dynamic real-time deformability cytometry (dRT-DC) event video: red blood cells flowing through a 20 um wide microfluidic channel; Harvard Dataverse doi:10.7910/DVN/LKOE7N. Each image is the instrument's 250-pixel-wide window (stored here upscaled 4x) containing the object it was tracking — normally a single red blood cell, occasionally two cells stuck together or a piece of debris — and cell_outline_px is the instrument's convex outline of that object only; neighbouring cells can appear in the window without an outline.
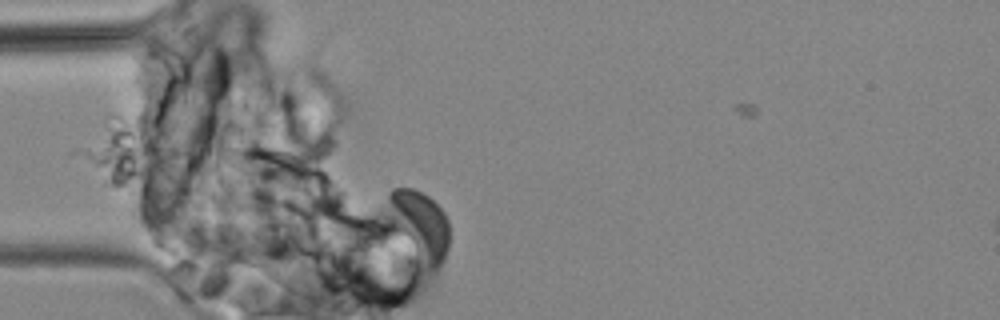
{"species": "common noctule bat (a hibernating species)", "species_latin": "Nyctalus noctula", "temperature_condition": "cold", "stored_images_in_passage": 14, "camera_frame_rate_fps": 3000, "um_per_image_px": 0.085, "animal": {"sex": "male", "body_mass_g": 19.2, "forearm_length_mm": 51.8}, "frame": {"image": 1, "passage_image": 3, "time_ms": 3.333, "image_size_px": [1000, 320], "cell_outline_px": [[448, 248], [440, 264], [436, 268], [432, 268], [416, 248], [408, 236], [388, 200], [388, 192], [392, 188], [412, 188], [428, 196], [444, 212], [448, 220]], "centroid_in_image_um": [35.86, 18.95], "position_along_channel_um": 49.1, "area_um2": 20.87}}
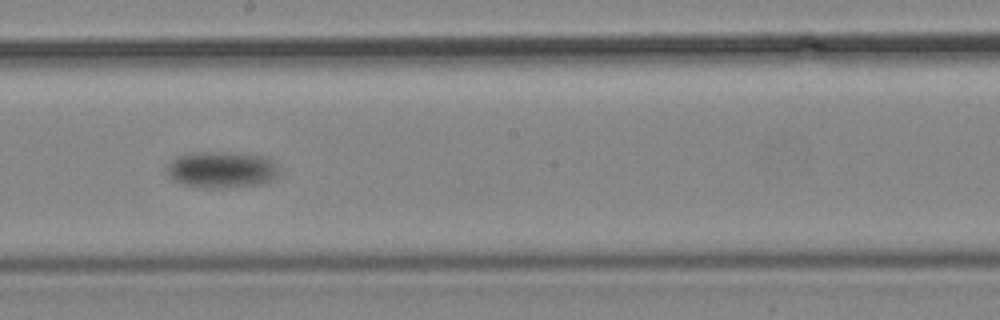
{"frame": {"image": 2, "passage_image": 11, "time_ms": 13.333, "image_size_px": [1000, 320], "cell_outline_px": [[276, 176], [272, 180], [264, 184], [224, 188], [200, 188], [180, 184], [172, 180], [168, 176], [168, 164], [176, 156], [200, 152], [228, 152], [268, 156], [272, 160], [276, 168]], "centroid_in_image_um": [18.82, 14.44], "position_along_channel_um": 229.4, "area_um2": 24.04}}
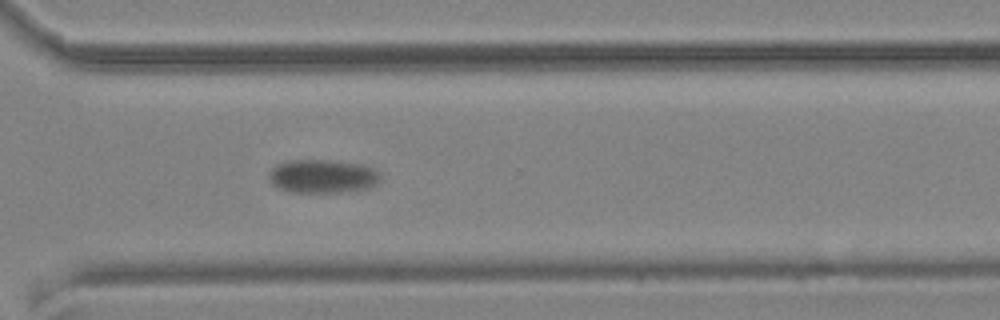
{"frame": {"image": 3, "passage_image": 14, "time_ms": 17.667, "image_size_px": [1000, 320], "cell_outline_px": [[380, 180], [376, 184], [368, 188], [340, 192], [292, 192], [280, 188], [272, 184], [268, 180], [268, 172], [276, 164], [288, 160], [332, 160], [360, 164], [376, 168], [380, 172]], "centroid_in_image_um": [27.41, 14.97], "position_along_channel_um": 343.2, "area_um2": 22.02}}